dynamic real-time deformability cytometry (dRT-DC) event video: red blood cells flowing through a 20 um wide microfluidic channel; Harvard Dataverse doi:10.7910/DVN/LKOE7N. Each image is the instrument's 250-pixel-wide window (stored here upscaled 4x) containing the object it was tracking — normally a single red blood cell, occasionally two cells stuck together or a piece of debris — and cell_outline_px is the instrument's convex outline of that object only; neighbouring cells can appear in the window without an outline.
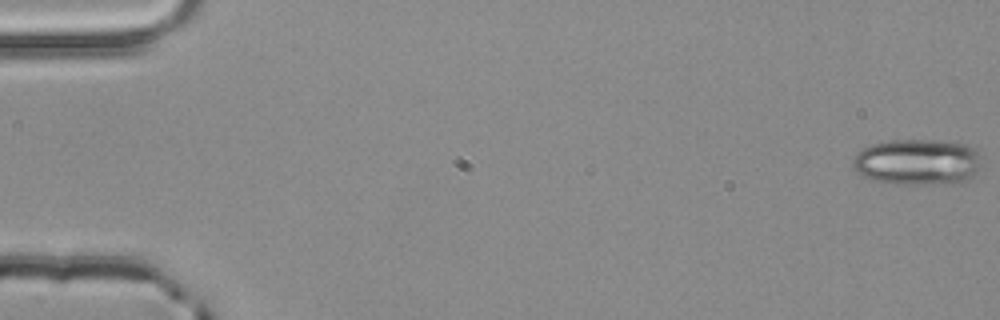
{"species": "common noctule bat (a hibernating species)", "species_latin": "Nyctalus noctula", "temperature_condition": "room temperature", "stored_images_in_passage": 4, "camera_frame_rate_fps": 3000, "um_per_image_px": 0.085, "animal": {"sex": "male", "body_mass_g": 20.4}, "frame": {"image": 1, "passage_image": 1, "time_ms": 0.0, "image_size_px": [1000, 320], "cell_outline_px": [[980, 168], [972, 176], [964, 180], [924, 184], [904, 184], [876, 180], [864, 176], [852, 168], [852, 160], [856, 152], [872, 144], [888, 140], [936, 140], [968, 144], [976, 148]], "centroid_in_image_um": [77.94, 13.73], "position_along_channel_um": 7.1, "area_um2": 34.16}}